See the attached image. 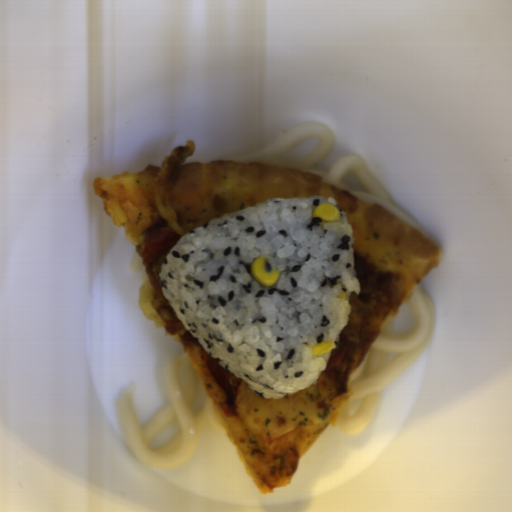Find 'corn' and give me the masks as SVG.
Wrapping results in <instances>:
<instances>
[{"mask_svg": "<svg viewBox=\"0 0 512 512\" xmlns=\"http://www.w3.org/2000/svg\"><path fill=\"white\" fill-rule=\"evenodd\" d=\"M266 262V255H262L257 258L250 267V273L252 277L264 288L273 287L281 274L279 269L266 271Z\"/></svg>", "mask_w": 512, "mask_h": 512, "instance_id": "corn-1", "label": "corn"}, {"mask_svg": "<svg viewBox=\"0 0 512 512\" xmlns=\"http://www.w3.org/2000/svg\"><path fill=\"white\" fill-rule=\"evenodd\" d=\"M312 217L322 219V222L319 226L323 227V225L327 224L328 222L338 221L340 212L332 204L321 203L314 208Z\"/></svg>", "mask_w": 512, "mask_h": 512, "instance_id": "corn-2", "label": "corn"}, {"mask_svg": "<svg viewBox=\"0 0 512 512\" xmlns=\"http://www.w3.org/2000/svg\"><path fill=\"white\" fill-rule=\"evenodd\" d=\"M335 342L334 340H326L321 343H316L311 347V354L313 355H323L331 351Z\"/></svg>", "mask_w": 512, "mask_h": 512, "instance_id": "corn-3", "label": "corn"}, {"mask_svg": "<svg viewBox=\"0 0 512 512\" xmlns=\"http://www.w3.org/2000/svg\"><path fill=\"white\" fill-rule=\"evenodd\" d=\"M337 299H340L341 301H346L347 297H346V294L344 291H341V293L339 295H337L336 297Z\"/></svg>", "mask_w": 512, "mask_h": 512, "instance_id": "corn-4", "label": "corn"}]
</instances>
